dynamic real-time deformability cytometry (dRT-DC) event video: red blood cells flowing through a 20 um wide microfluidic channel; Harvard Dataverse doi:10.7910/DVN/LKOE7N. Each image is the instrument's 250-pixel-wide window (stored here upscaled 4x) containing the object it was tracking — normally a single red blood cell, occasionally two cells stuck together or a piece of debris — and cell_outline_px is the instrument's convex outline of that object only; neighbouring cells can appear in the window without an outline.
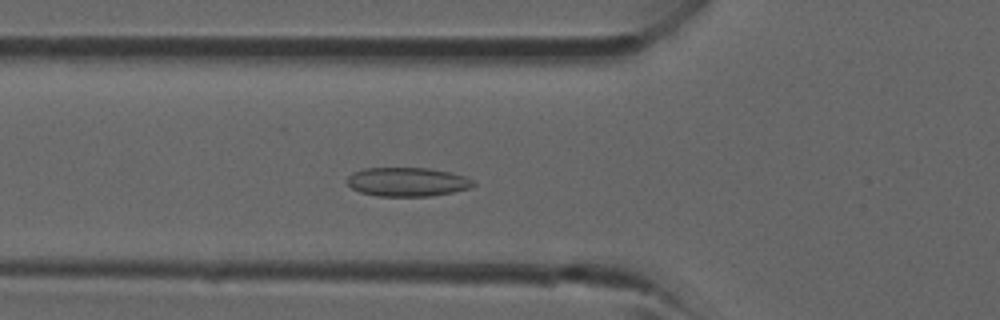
{"species": "common noctule bat (a hibernating species)", "species_latin": "Nyctalus noctula", "temperature_condition": "room temperature", "stored_images_in_passage": 35, "camera_frame_rate_fps": 3000, "um_per_image_px": 0.085, "animal": {"sex": "male", "forearm_length_mm": 52.5}, "frame": {"image": 1, "passage_image": 8, "time_ms": 2.333, "image_size_px": [1000, 320], "cell_outline_px": [[476, 184], [472, 188], [432, 196], [376, 196], [360, 192], [352, 188], [348, 184], [348, 176], [352, 172], [364, 168], [428, 168], [448, 172], [464, 176], [472, 180]], "centroid_in_image_um": [34.62, 15.46], "position_along_channel_um": 91.2, "area_um2": 21.27}}
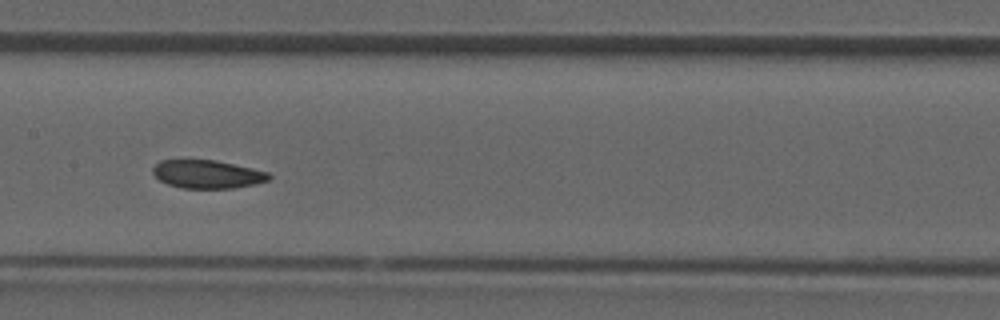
{"frame": {"image": 2, "passage_image": 14, "time_ms": 4.333, "image_size_px": [1000, 320], "cell_outline_px": [[272, 176], [268, 180], [256, 184], [232, 188], [180, 188], [168, 184], [160, 180], [152, 172], [152, 168], [160, 160], [216, 160], [252, 168], [268, 172]], "centroid_in_image_um": [17.63, 14.81], "position_along_channel_um": 189.8, "area_um2": 19.07}}
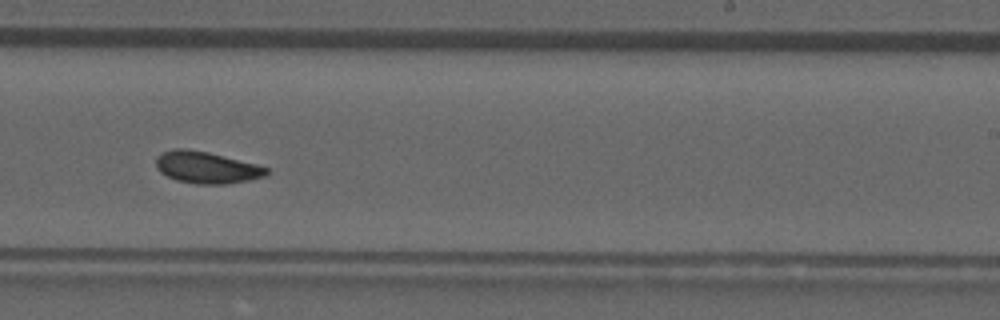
{"frame": {"image": 3, "passage_image": 19, "time_ms": 6.0, "image_size_px": [1000, 320], "cell_outline_px": [[268, 172], [264, 176], [248, 180], [228, 184], [196, 184], [176, 180], [160, 172], [156, 168], [156, 156], [160, 152], [172, 148], [184, 148], [208, 152], [256, 164], [268, 168]], "centroid_in_image_um": [17.5, 14.22], "position_along_channel_um": 271.5, "area_um2": 20.52}}